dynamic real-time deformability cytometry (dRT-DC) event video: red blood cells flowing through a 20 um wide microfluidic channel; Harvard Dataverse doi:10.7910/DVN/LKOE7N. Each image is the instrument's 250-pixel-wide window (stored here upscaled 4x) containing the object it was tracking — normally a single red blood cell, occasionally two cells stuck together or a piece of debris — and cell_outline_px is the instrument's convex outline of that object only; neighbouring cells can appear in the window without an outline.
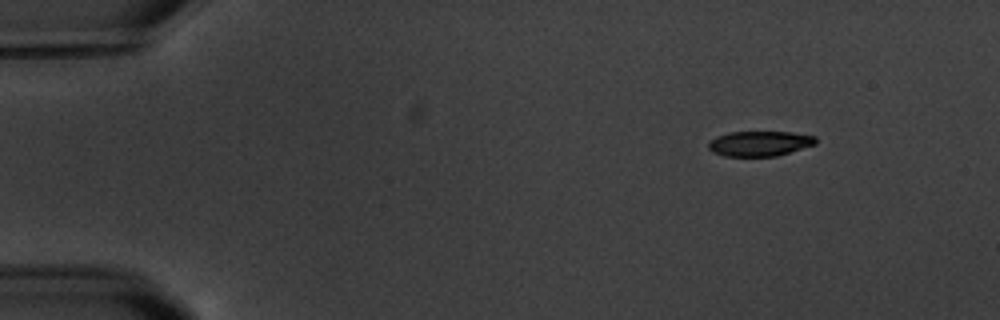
{"species": "common noctule bat (a hibernating species)", "species_latin": "Nyctalus noctula", "temperature_condition": "warm", "stored_images_in_passage": 4, "camera_frame_rate_fps": 3000, "um_per_image_px": 0.085, "animal": {"sex": "male", "body_mass_g": 20.1, "forearm_length_mm": 53.5}, "frame": {"image": 1, "passage_image": 1, "time_ms": 0.0, "image_size_px": [1000, 320], "cell_outline_px": [[816, 144], [776, 156], [724, 156], [712, 152], [708, 148], [708, 140], [716, 136], [728, 132], [792, 132], [816, 136]], "centroid_in_image_um": [64.53, 12.19], "position_along_channel_um": 20.5, "area_um2": 15.78}}